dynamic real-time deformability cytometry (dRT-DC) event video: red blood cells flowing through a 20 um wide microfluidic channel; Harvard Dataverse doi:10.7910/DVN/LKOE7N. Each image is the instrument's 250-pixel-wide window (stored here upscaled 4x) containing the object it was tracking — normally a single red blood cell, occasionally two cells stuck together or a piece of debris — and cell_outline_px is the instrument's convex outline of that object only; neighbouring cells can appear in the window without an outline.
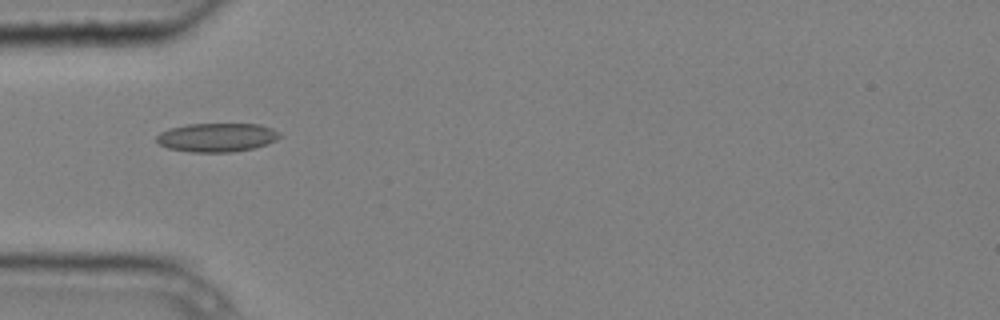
{"species": "common noctule bat (a hibernating species)", "species_latin": "Nyctalus noctula", "temperature_condition": "cold", "stored_images_in_passage": 8, "camera_frame_rate_fps": 3000, "um_per_image_px": 0.085, "animal": {"sex": "male", "body_mass_g": 20.4}, "frame": {"image": 1, "passage_image": 5, "time_ms": 1.333, "image_size_px": [1000, 320], "cell_outline_px": [[280, 136], [276, 140], [268, 144], [252, 148], [232, 152], [192, 152], [168, 148], [160, 144], [156, 140], [156, 136], [160, 132], [168, 128], [188, 124], [260, 124], [272, 128], [280, 132]], "centroid_in_image_um": [18.44, 11.67], "position_along_channel_um": 66.6, "area_um2": 20.69}}
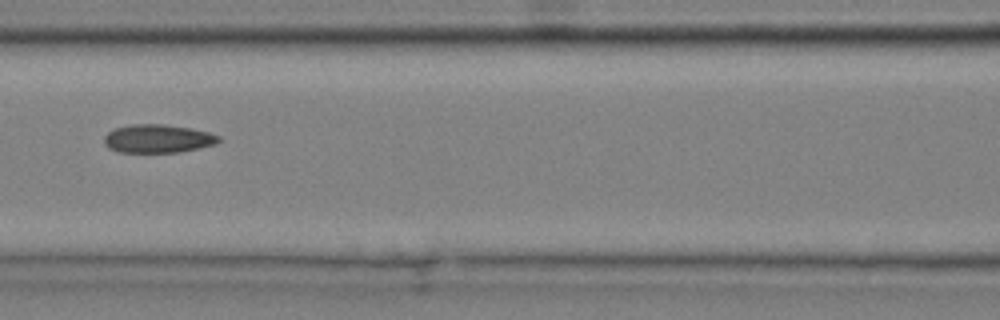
{"frame": {"image": 2, "passage_image": 7, "time_ms": 2.0, "image_size_px": [1000, 320], "cell_outline_px": [[220, 140], [216, 144], [180, 152], [116, 152], [108, 148], [104, 144], [104, 136], [108, 132], [116, 128], [132, 124], [164, 124], [192, 128], [208, 132], [220, 136]], "centroid_in_image_um": [13.4, 11.78], "position_along_channel_um": 153.2, "area_um2": 19.02}}
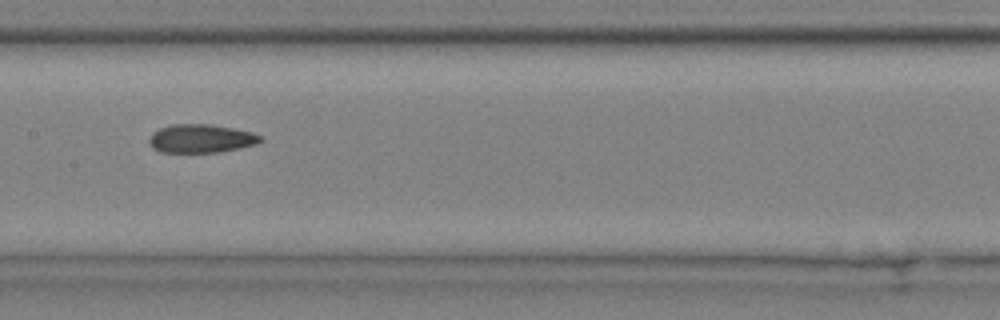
{"frame": {"image": 3, "passage_image": 8, "time_ms": 2.333, "image_size_px": [1000, 320], "cell_outline_px": [[264, 140], [256, 144], [240, 148], [220, 152], [160, 152], [152, 148], [148, 140], [148, 136], [152, 132], [160, 128], [172, 124], [212, 124], [252, 132], [264, 136]], "centroid_in_image_um": [17.09, 11.77], "position_along_channel_um": 190.3, "area_um2": 18.73}}